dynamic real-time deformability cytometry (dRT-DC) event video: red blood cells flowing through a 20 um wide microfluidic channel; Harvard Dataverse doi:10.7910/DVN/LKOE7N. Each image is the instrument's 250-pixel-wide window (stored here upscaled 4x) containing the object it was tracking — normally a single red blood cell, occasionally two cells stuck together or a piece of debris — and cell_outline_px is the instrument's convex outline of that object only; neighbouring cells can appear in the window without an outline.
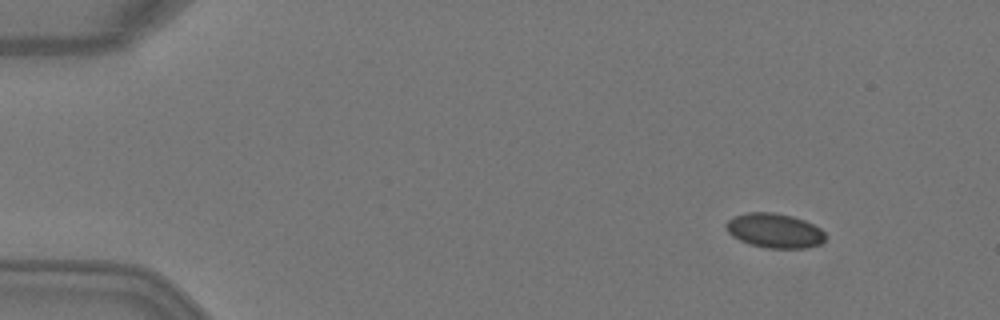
{"species": "Egyptian fruit bat (a non-hibernating species)", "species_latin": "Rousettus aegyptiacus", "temperature_condition": "warm", "stored_images_in_passage": 5, "camera_frame_rate_fps": 3000, "um_per_image_px": 0.085, "animal": {"sex": "female"}, "frame": {"image": 1, "passage_image": 2, "time_ms": 0.333, "image_size_px": [1000, 320], "cell_outline_px": [[824, 240], [820, 244], [808, 248], [768, 248], [748, 244], [732, 236], [728, 232], [724, 224], [732, 216], [748, 212], [772, 212], [792, 216], [804, 220], [820, 228], [824, 232]], "centroid_in_image_um": [65.8, 19.6], "position_along_channel_um": 19.2, "area_um2": 20.06}}